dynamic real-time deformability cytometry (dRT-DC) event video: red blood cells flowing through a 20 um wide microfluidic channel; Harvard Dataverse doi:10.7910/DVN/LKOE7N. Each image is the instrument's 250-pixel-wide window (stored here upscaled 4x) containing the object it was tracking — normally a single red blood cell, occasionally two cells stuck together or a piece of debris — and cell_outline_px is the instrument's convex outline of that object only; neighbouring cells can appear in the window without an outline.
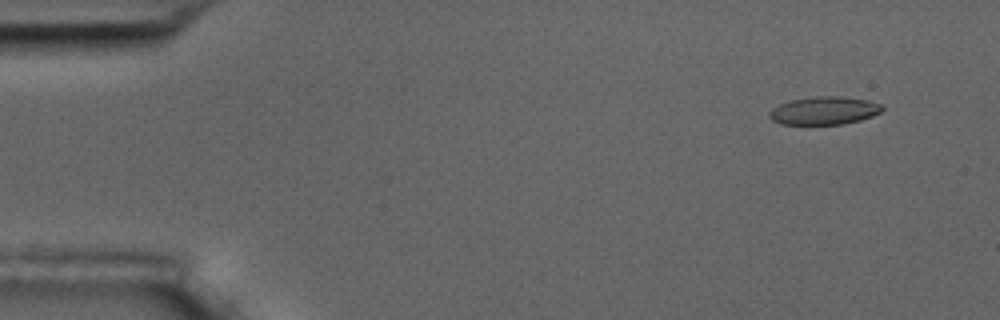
{"species": "common noctule bat (a hibernating species)", "species_latin": "Nyctalus noctula", "temperature_condition": "room temperature", "stored_images_in_passage": 9, "camera_frame_rate_fps": 3000, "um_per_image_px": 0.085, "animal": {"sex": "male", "body_mass_g": 17.5, "forearm_length_mm": 52.3}, "frame": {"image": 1, "passage_image": 2, "time_ms": 1.333, "image_size_px": [1000, 320], "cell_outline_px": [[884, 108], [880, 112], [872, 116], [860, 120], [844, 124], [780, 124], [772, 120], [768, 116], [768, 112], [772, 108], [780, 104], [792, 100], [816, 96], [840, 96], [868, 100], [880, 104]], "centroid_in_image_um": [70.04, 9.4], "position_along_channel_um": 15.0, "area_um2": 18.38}}
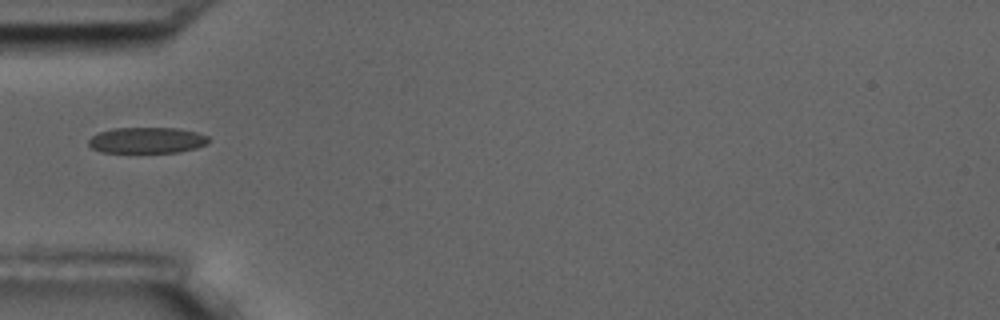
{"frame": {"image": 2, "passage_image": 6, "time_ms": 6.0, "image_size_px": [1000, 320], "cell_outline_px": [[208, 144], [196, 148], [180, 152], [100, 152], [92, 148], [88, 144], [88, 140], [92, 136], [100, 132], [112, 128], [180, 128], [196, 132], [208, 136]], "centroid_in_image_um": [12.5, 11.92], "position_along_channel_um": 72.5, "area_um2": 18.21}}
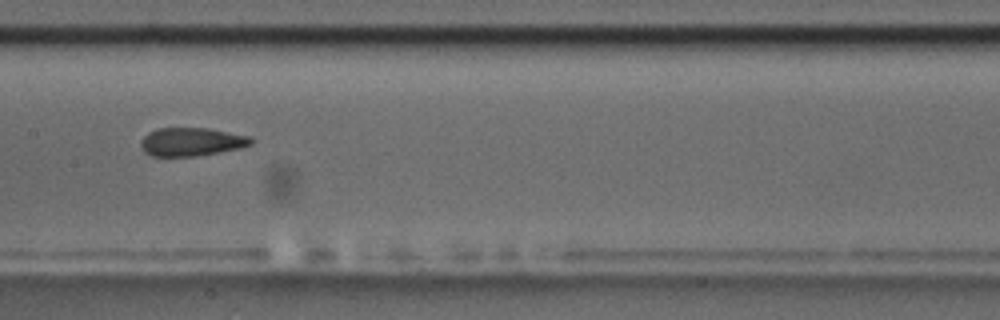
{"frame": {"image": 3, "passage_image": 9, "time_ms": 9.333, "image_size_px": [1000, 320], "cell_outline_px": [[256, 140], [252, 144], [240, 148], [220, 152], [196, 156], [152, 156], [144, 152], [140, 144], [140, 140], [148, 132], [160, 128], [208, 128], [252, 136]], "centroid_in_image_um": [16.31, 12.05], "position_along_channel_um": 191.1, "area_um2": 18.44}}